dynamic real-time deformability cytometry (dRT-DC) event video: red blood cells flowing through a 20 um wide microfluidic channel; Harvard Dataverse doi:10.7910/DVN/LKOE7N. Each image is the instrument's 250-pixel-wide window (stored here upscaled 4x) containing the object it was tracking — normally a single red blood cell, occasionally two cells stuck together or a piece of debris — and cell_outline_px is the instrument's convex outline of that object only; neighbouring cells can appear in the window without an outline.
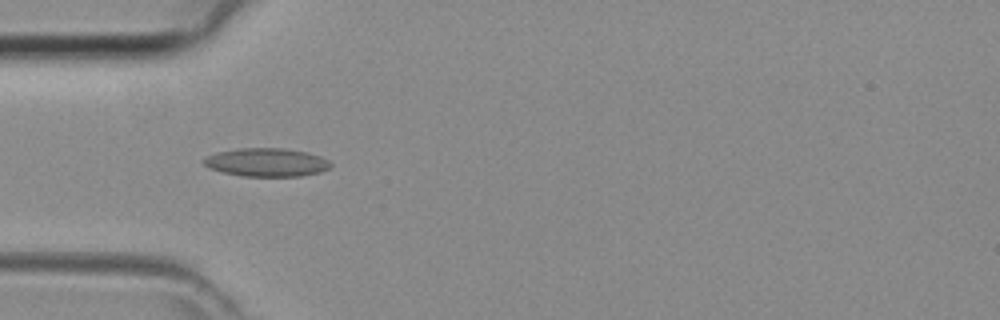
{"species": "common noctule bat (a hibernating species)", "species_latin": "Nyctalus noctula", "temperature_condition": "room temperature", "stored_images_in_passage": 44, "camera_frame_rate_fps": 3000, "um_per_image_px": 0.085, "animal": {"sex": "female", "body_mass_g": 29.2, "forearm_length_mm": 56.3}, "frame": {"image": 1, "passage_image": 13, "time_ms": 4.0, "image_size_px": [1000, 320], "cell_outline_px": [[332, 164], [328, 168], [320, 172], [300, 176], [240, 176], [208, 168], [200, 160], [204, 156], [216, 152], [240, 148], [284, 148], [308, 152], [320, 156], [328, 160]], "centroid_in_image_um": [22.61, 13.79], "position_along_channel_um": 62.4, "area_um2": 21.15}}
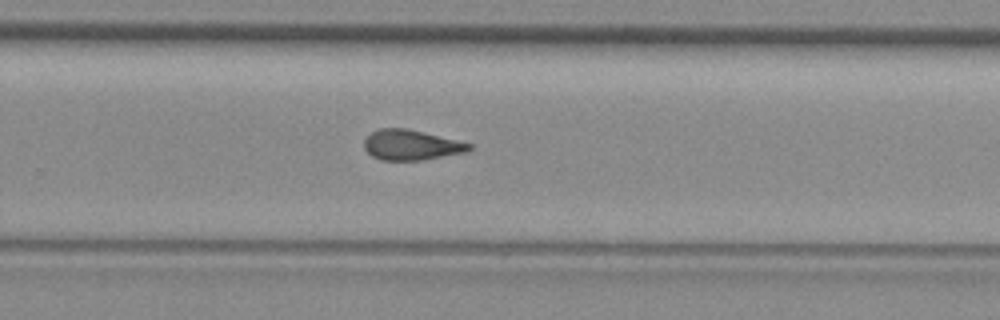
{"frame": {"image": 2, "passage_image": 28, "time_ms": 9.0, "image_size_px": [1000, 320], "cell_outline_px": [[472, 148], [468, 152], [420, 160], [380, 160], [372, 156], [364, 148], [364, 140], [372, 132], [380, 128], [408, 128], [472, 144]], "centroid_in_image_um": [34.95, 12.32], "position_along_channel_um": 294.9, "area_um2": 18.44}}
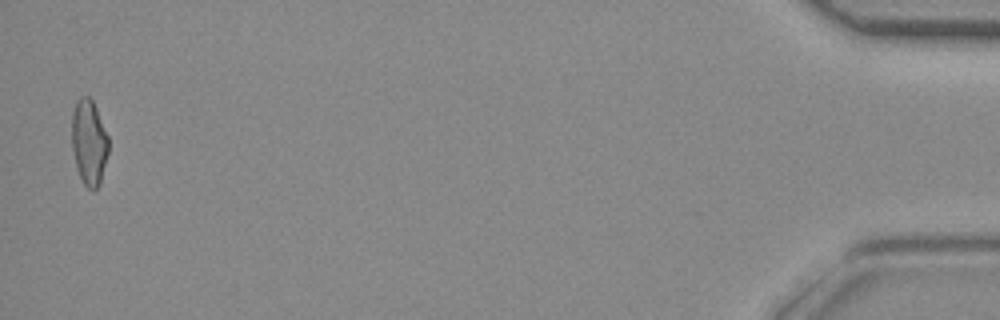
{"frame": {"image": 3, "passage_image": 43, "time_ms": 14.0, "image_size_px": [1000, 320], "cell_outline_px": [[108, 152], [100, 184], [96, 188], [88, 188], [84, 184], [76, 168], [72, 148], [72, 112], [76, 100], [80, 96], [88, 96], [92, 100], [96, 108], [108, 136]], "centroid_in_image_um": [7.55, 12.07], "position_along_channel_um": 427.6, "area_um2": 18.21}}